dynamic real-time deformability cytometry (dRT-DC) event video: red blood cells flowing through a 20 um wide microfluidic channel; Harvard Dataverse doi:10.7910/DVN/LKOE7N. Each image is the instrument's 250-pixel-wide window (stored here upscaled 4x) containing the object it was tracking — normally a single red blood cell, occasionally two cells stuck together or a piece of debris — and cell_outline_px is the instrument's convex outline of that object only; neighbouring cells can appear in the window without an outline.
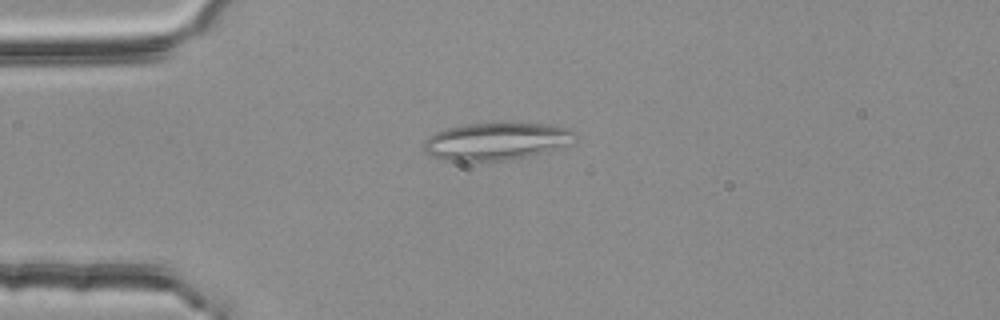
{"species": "common noctule bat (a hibernating species)", "species_latin": "Nyctalus noctula", "temperature_condition": "room temperature", "stored_images_in_passage": 43, "camera_frame_rate_fps": 3000, "um_per_image_px": 0.085, "animal": {"sex": "female", "body_mass_g": 25.1}, "frame": {"image": 1, "passage_image": 3, "time_ms": 0.667, "image_size_px": [1000, 320], "cell_outline_px": [[576, 140], [572, 144], [544, 152], [504, 160], [444, 160], [428, 156], [424, 148], [424, 140], [428, 136], [436, 132], [448, 128], [468, 124], [540, 124], [572, 128]], "centroid_in_image_um": [42.18, 12.01], "position_along_channel_um": 42.8, "area_um2": 32.43}}
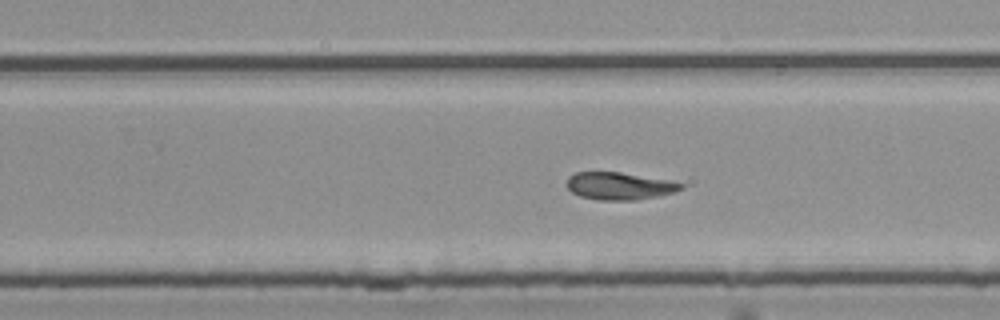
{"frame": {"image": 2, "passage_image": 24, "time_ms": 7.667, "image_size_px": [1000, 320], "cell_outline_px": [[684, 188], [676, 192], [636, 200], [600, 200], [580, 196], [572, 192], [568, 188], [568, 176], [576, 172], [620, 172], [668, 180], [684, 184]], "centroid_in_image_um": [52.66, 15.81], "position_along_channel_um": 277.1, "area_um2": 18.15}}
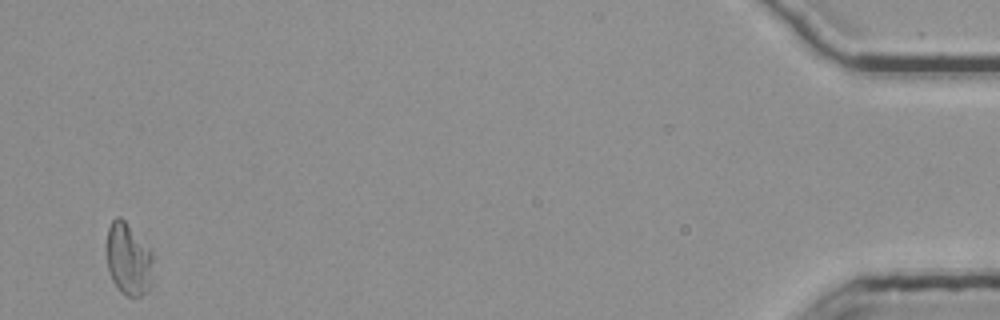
{"frame": {"image": 3, "passage_image": 43, "time_ms": 14.0, "image_size_px": [1000, 320], "cell_outline_px": [[152, 260], [148, 292], [140, 296], [128, 296], [120, 292], [112, 280], [108, 272], [104, 248], [108, 228], [112, 220], [116, 216], [120, 216], [124, 220], [152, 252]], "centroid_in_image_um": [10.84, 22.01], "position_along_channel_um": 424.4, "area_um2": 19.71}, "authors_computed_cell_mechanics": {"area_um2": 19.074, "velocity_mm_per_s": 3.7107, "shape_relaxation_time_tau1_ms": null, "shape_relaxation_time_tau2_ms": 7.366, "deformation_change_tau1": null, "deformation_change_tau2": 0.145}}